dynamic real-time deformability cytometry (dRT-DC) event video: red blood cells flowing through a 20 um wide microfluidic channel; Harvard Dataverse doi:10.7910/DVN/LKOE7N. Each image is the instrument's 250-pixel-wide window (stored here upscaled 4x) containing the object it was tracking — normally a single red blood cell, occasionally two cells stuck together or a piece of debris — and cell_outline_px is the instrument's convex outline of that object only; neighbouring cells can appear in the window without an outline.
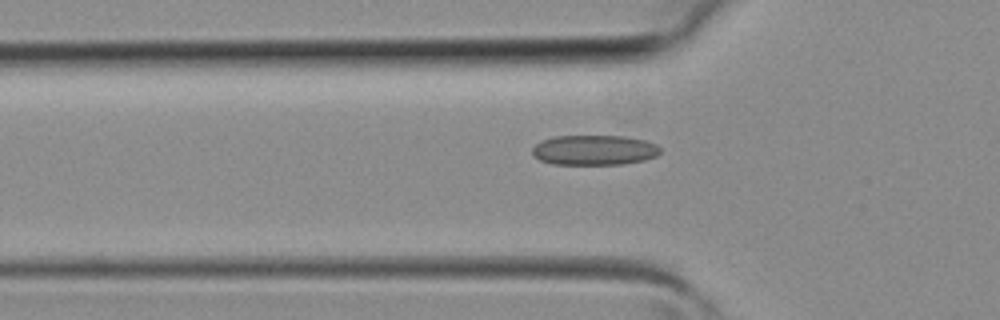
{"species": "common noctule bat (a hibernating species)", "species_latin": "Nyctalus noctula", "temperature_condition": "room temperature", "stored_images_in_passage": 27, "camera_frame_rate_fps": 3000, "um_per_image_px": 0.085, "animal": {"sex": "female", "body_mass_g": 19.3, "forearm_length_mm": 54.1}, "frame": {"image": 1, "passage_image": 5, "time_ms": 1.333, "image_size_px": [1000, 320], "cell_outline_px": [[660, 152], [656, 156], [644, 160], [620, 164], [552, 164], [540, 160], [532, 152], [532, 148], [540, 140], [552, 136], [624, 136], [644, 140], [656, 144], [660, 148]], "centroid_in_image_um": [50.49, 12.75], "position_along_channel_um": 75.3, "area_um2": 22.37}}
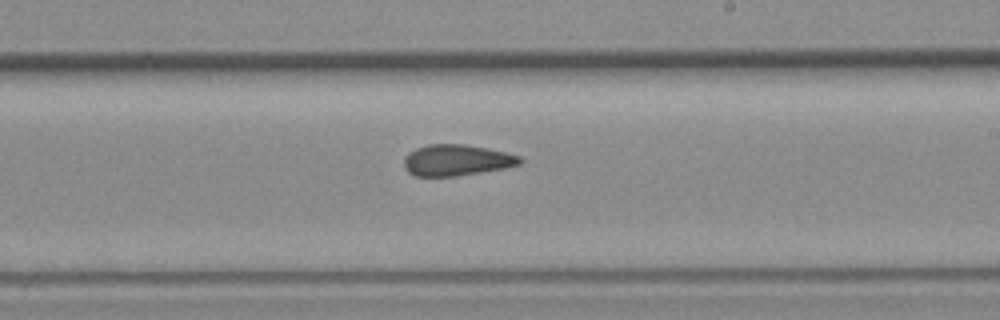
{"frame": {"image": 2, "passage_image": 15, "time_ms": 4.667, "image_size_px": [1000, 320], "cell_outline_px": [[524, 160], [520, 164], [504, 168], [456, 176], [416, 176], [408, 172], [404, 164], [404, 160], [408, 152], [416, 148], [428, 144], [464, 144], [504, 152], [520, 156]], "centroid_in_image_um": [38.8, 13.61], "position_along_channel_um": 250.2, "area_um2": 20.87}}
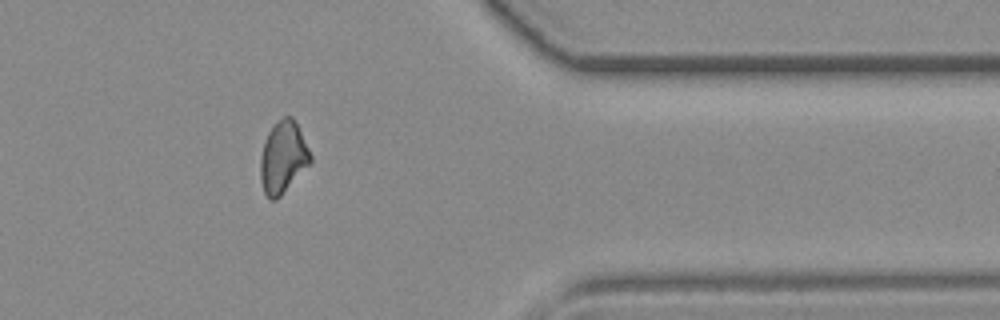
{"frame": {"image": 3, "passage_image": 24, "time_ms": 7.667, "image_size_px": [1000, 320], "cell_outline_px": [[312, 160], [280, 196], [276, 200], [272, 200], [264, 192], [260, 180], [260, 156], [264, 140], [268, 132], [276, 120], [284, 116], [292, 116], [312, 156]], "centroid_in_image_um": [24.02, 13.35], "position_along_channel_um": 387.4, "area_um2": 20.69}}